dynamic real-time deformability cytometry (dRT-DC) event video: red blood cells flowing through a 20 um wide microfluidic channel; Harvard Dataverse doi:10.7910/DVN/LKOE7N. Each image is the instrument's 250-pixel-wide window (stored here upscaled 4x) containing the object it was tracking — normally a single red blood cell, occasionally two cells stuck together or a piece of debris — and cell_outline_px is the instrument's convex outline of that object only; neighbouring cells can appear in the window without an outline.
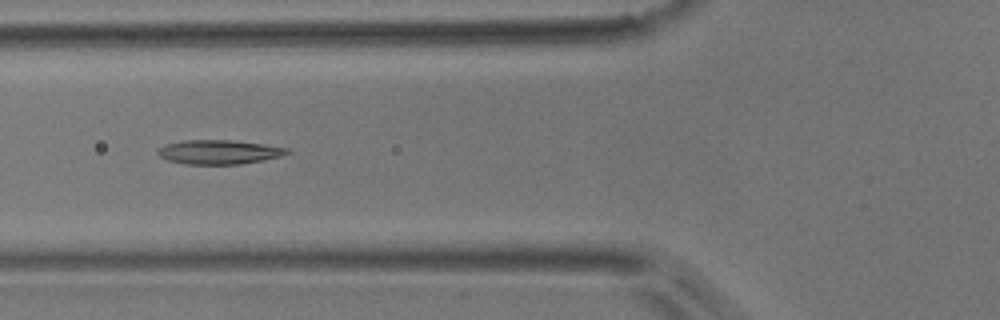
{"species": "common noctule bat (a hibernating species)", "species_latin": "Nyctalus noctula", "temperature_condition": "room temperature", "stored_images_in_passage": 8, "camera_frame_rate_fps": 3000, "um_per_image_px": 0.085, "animal": {"sex": "male", "body_mass_g": 17.9}, "frame": {"image": 1, "passage_image": 4, "time_ms": 4.333, "image_size_px": [1000, 320], "cell_outline_px": [[292, 152], [280, 156], [264, 160], [240, 164], [184, 164], [168, 160], [160, 156], [156, 152], [156, 148], [164, 144], [184, 140], [232, 140], [288, 148]], "centroid_in_image_um": [18.57, 12.92], "position_along_channel_um": 107.2, "area_um2": 18.26}}
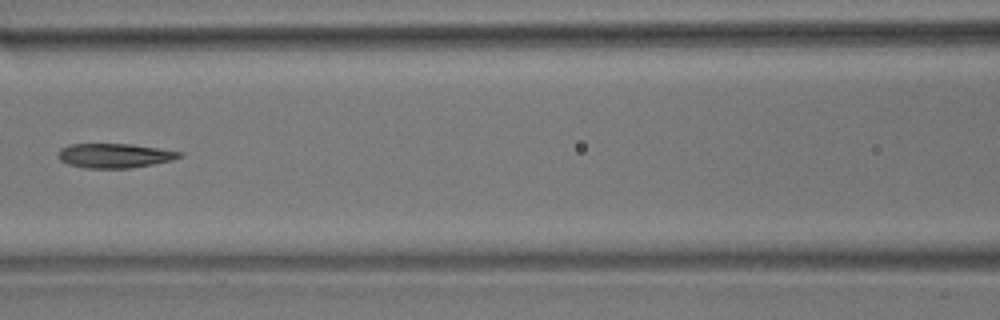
{"frame": {"image": 2, "passage_image": 5, "time_ms": 5.667, "image_size_px": [1000, 320], "cell_outline_px": [[184, 152], [180, 156], [172, 160], [132, 168], [84, 168], [68, 164], [60, 160], [56, 156], [56, 152], [60, 148], [68, 144], [132, 144]], "centroid_in_image_um": [9.68, 13.22], "position_along_channel_um": 156.9, "area_um2": 17.4}}
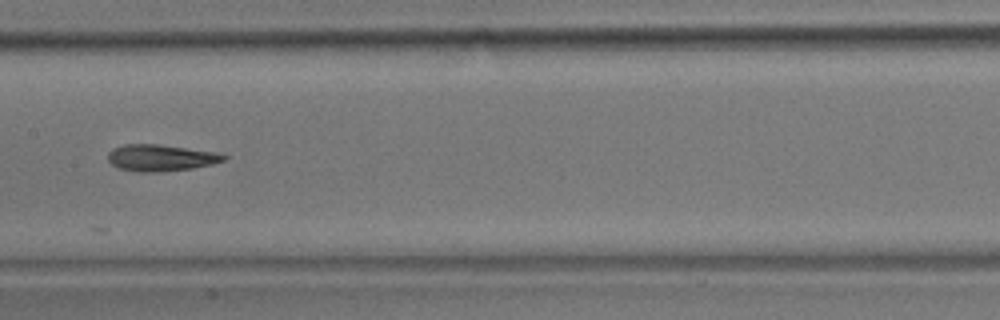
{"frame": {"image": 3, "passage_image": 6, "time_ms": 6.667, "image_size_px": [1000, 320], "cell_outline_px": [[228, 156], [224, 160], [212, 164], [192, 168], [160, 172], [136, 172], [120, 168], [112, 164], [108, 160], [108, 152], [112, 148], [124, 144], [156, 144], [216, 152]], "centroid_in_image_um": [13.63, 13.41], "position_along_channel_um": 193.8, "area_um2": 17.86}}